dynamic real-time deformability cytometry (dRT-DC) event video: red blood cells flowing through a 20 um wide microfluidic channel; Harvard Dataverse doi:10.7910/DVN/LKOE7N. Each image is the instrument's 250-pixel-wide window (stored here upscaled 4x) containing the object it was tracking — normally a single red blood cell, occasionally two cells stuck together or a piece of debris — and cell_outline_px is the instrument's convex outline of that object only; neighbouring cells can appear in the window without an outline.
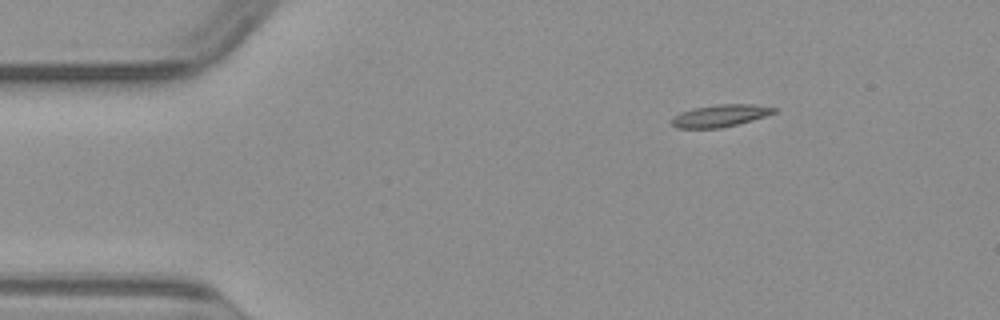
{"species": "common noctule bat (a hibernating species)", "species_latin": "Nyctalus noctula", "temperature_condition": "warm", "stored_images_in_passage": 43, "camera_frame_rate_fps": 3000, "um_per_image_px": 0.085, "animal": {"sex": "male", "body_mass_g": 23.1, "forearm_length_mm": 52.7}, "frame": {"image": 1, "passage_image": 1, "time_ms": 0.0, "image_size_px": [1000, 320], "cell_outline_px": [[780, 108], [776, 112], [752, 120], [720, 128], [676, 128], [672, 124], [672, 116], [680, 112], [692, 108], [716, 104], [752, 104]], "centroid_in_image_um": [61.21, 9.82], "position_along_channel_um": 23.8, "area_um2": 13.29}}
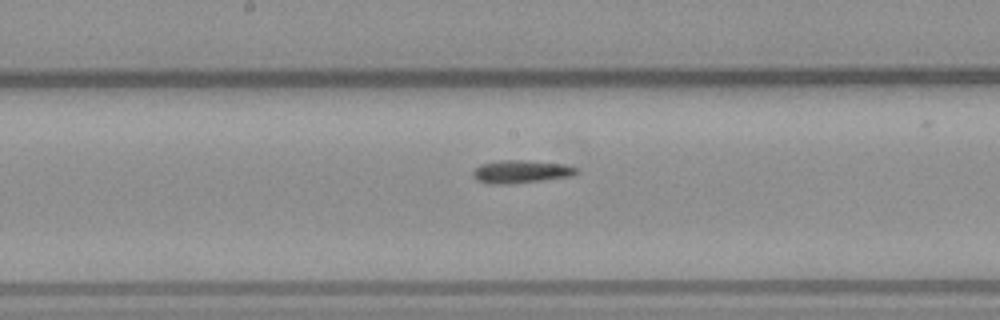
{"frame": {"image": 2, "passage_image": 19, "time_ms": 6.0, "image_size_px": [1000, 320], "cell_outline_px": [[576, 172], [572, 176], [508, 184], [492, 184], [476, 180], [472, 176], [472, 172], [480, 164], [500, 160], [524, 160], [564, 164], [576, 168]], "centroid_in_image_um": [44.22, 14.58], "position_along_channel_um": 204.0, "area_um2": 13.64}}
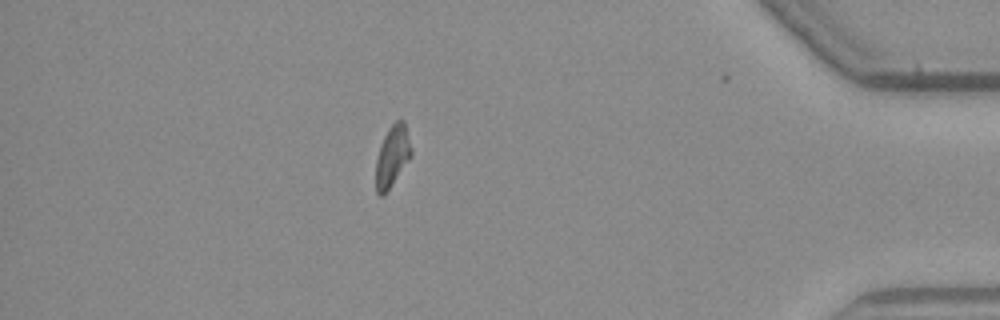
{"frame": {"image": 3, "passage_image": 37, "time_ms": 12.0, "image_size_px": [1000, 320], "cell_outline_px": [[412, 156], [384, 196], [380, 196], [376, 192], [376, 160], [380, 144], [388, 128], [396, 120], [404, 120], [412, 148]], "centroid_in_image_um": [33.35, 13.27], "position_along_channel_um": 401.8, "area_um2": 12.77}}